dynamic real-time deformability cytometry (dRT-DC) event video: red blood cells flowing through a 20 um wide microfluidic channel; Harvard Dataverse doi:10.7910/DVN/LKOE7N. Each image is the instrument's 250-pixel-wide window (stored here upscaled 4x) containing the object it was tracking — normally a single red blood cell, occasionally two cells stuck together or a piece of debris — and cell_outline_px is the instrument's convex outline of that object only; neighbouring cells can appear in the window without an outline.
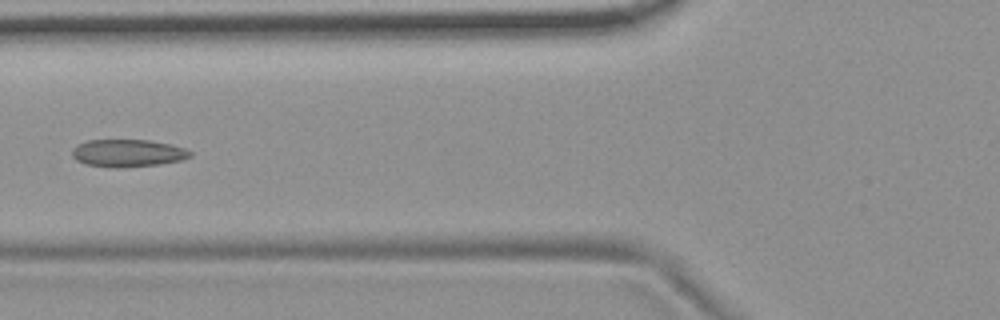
{"species": "common noctule bat (a hibernating species)", "species_latin": "Nyctalus noctula", "temperature_condition": "room temperature", "stored_images_in_passage": 6, "camera_frame_rate_fps": 3000, "um_per_image_px": 0.085, "animal": {"sex": "female", "body_mass_g": 19.9}, "frame": {"image": 1, "passage_image": 6, "time_ms": 1.667, "image_size_px": [1000, 320], "cell_outline_px": [[192, 156], [180, 160], [160, 164], [116, 168], [108, 168], [88, 164], [76, 160], [72, 156], [72, 148], [88, 140], [148, 140], [172, 144], [184, 148], [192, 152]], "centroid_in_image_um": [10.87, 13.01], "position_along_channel_um": 114.9, "area_um2": 18.9}}